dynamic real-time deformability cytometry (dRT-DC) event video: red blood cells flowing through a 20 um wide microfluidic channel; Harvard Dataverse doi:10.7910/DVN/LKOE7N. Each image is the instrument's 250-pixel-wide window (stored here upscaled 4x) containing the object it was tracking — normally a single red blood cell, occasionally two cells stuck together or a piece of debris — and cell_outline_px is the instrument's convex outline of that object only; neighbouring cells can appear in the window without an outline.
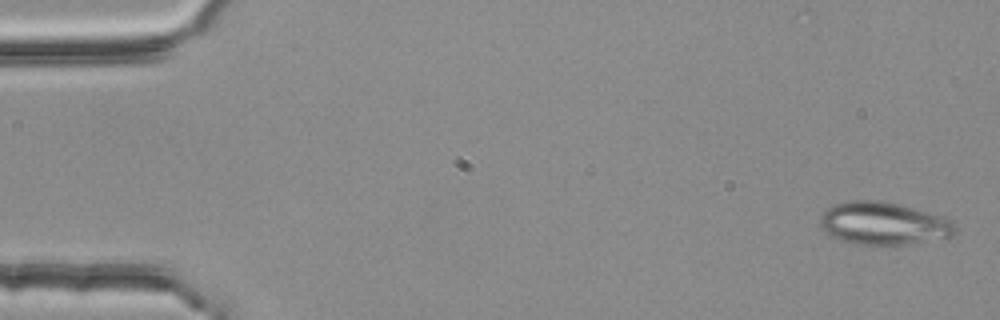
{"species": "common noctule bat (a hibernating species)", "species_latin": "Nyctalus noctula", "temperature_condition": "room temperature", "stored_images_in_passage": 5, "camera_frame_rate_fps": 3000, "um_per_image_px": 0.085, "animal": {"sex": "female", "body_mass_g": 25.1}, "frame": {"image": 1, "passage_image": 1, "time_ms": 0.0, "image_size_px": [1000, 320], "cell_outline_px": [[956, 232], [952, 236], [908, 244], [856, 244], [832, 236], [820, 228], [820, 216], [832, 204], [852, 200], [884, 200], [912, 208], [948, 220], [956, 228]], "centroid_in_image_um": [75.02, 18.98], "position_along_channel_um": 10.0, "area_um2": 32.95}}